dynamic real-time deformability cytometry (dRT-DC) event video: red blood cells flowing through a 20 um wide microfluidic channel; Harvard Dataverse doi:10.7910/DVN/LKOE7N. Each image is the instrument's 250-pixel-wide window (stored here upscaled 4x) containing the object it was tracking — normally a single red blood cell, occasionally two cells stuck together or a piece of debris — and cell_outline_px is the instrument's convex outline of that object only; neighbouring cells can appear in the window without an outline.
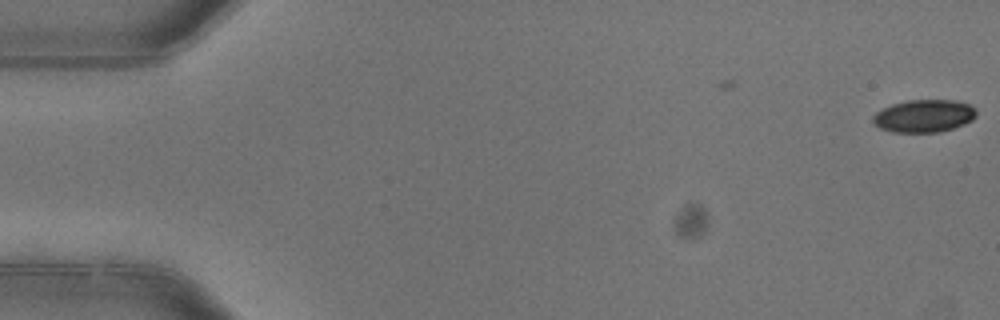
{"species": "common noctule bat (a hibernating species)", "species_latin": "Nyctalus noctula", "temperature_condition": "warm", "stored_images_in_passage": 4, "camera_frame_rate_fps": 3000, "um_per_image_px": 0.085, "animal": {"sex": "female"}, "frame": {"image": 1, "passage_image": 1, "time_ms": 0.0, "image_size_px": [1000, 320], "cell_outline_px": [[976, 116], [972, 120], [964, 124], [940, 132], [892, 132], [880, 128], [872, 124], [872, 116], [876, 112], [892, 104], [908, 100], [956, 100], [968, 104], [976, 108]], "centroid_in_image_um": [78.53, 9.85], "position_along_channel_um": 6.5, "area_um2": 19.77}}